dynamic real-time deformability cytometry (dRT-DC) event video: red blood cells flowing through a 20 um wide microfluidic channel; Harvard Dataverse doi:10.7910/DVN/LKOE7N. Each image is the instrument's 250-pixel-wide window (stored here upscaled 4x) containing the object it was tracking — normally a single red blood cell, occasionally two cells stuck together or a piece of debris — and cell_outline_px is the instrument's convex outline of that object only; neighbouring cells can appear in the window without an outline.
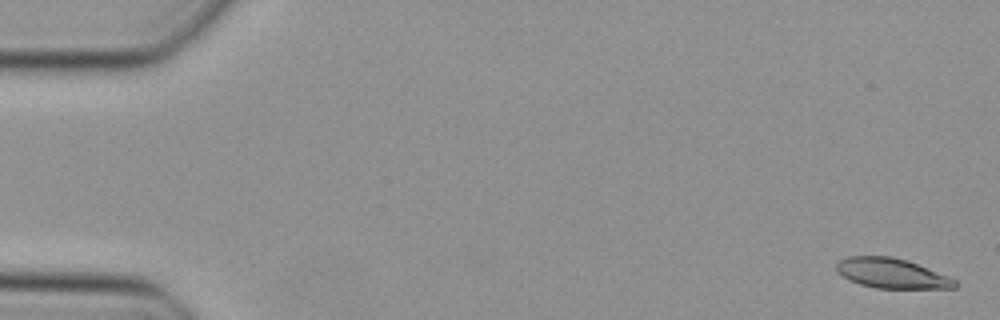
{"species": "Egyptian fruit bat (a non-hibernating species)", "species_latin": "Rousettus aegyptiacus", "temperature_condition": "cold", "stored_images_in_passage": 49, "camera_frame_rate_fps": 3000, "um_per_image_px": 0.085, "animal": {"sex": "female"}, "frame": {"image": 1, "passage_image": 2, "time_ms": 0.333, "image_size_px": [1000, 320], "cell_outline_px": [[960, 284], [956, 288], [876, 288], [860, 284], [844, 276], [836, 268], [836, 264], [840, 260], [848, 256], [892, 256], [908, 260], [948, 276], [956, 280]], "centroid_in_image_um": [75.85, 23.22], "position_along_channel_um": 9.1, "area_um2": 20.52}}
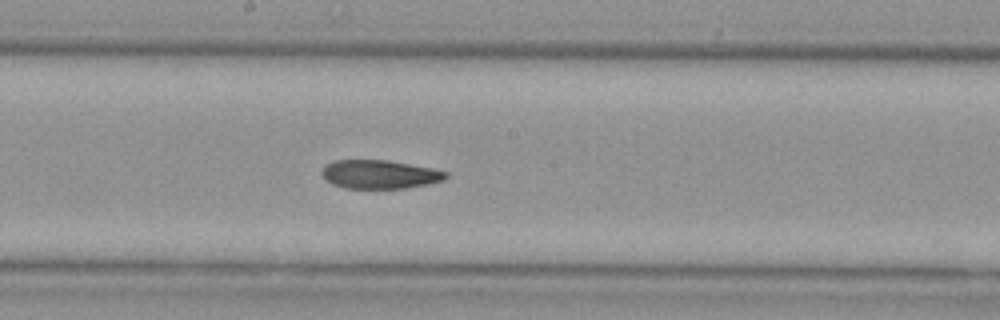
{"frame": {"image": 2, "passage_image": 27, "time_ms": 8.667, "image_size_px": [1000, 320], "cell_outline_px": [[448, 176], [444, 180], [428, 184], [404, 188], [344, 188], [332, 184], [324, 180], [320, 172], [328, 164], [336, 160], [388, 160], [432, 168], [448, 172]], "centroid_in_image_um": [32.27, 14.82], "position_along_channel_um": 215.9, "area_um2": 20.69}}
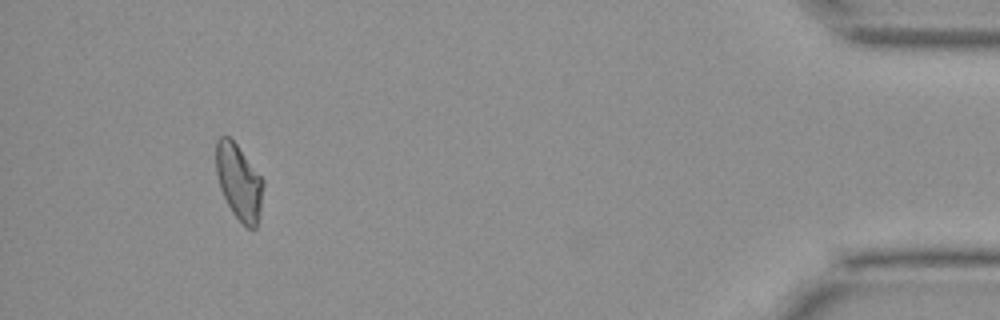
{"frame": {"image": 3, "passage_image": 46, "time_ms": 15.0, "image_size_px": [1000, 320], "cell_outline_px": [[264, 184], [260, 216], [256, 228], [252, 232], [232, 212], [220, 188], [216, 172], [216, 140], [220, 136], [228, 136], [236, 144], [264, 180]], "centroid_in_image_um": [20.33, 15.49], "position_along_channel_um": 414.9, "area_um2": 20.75}}